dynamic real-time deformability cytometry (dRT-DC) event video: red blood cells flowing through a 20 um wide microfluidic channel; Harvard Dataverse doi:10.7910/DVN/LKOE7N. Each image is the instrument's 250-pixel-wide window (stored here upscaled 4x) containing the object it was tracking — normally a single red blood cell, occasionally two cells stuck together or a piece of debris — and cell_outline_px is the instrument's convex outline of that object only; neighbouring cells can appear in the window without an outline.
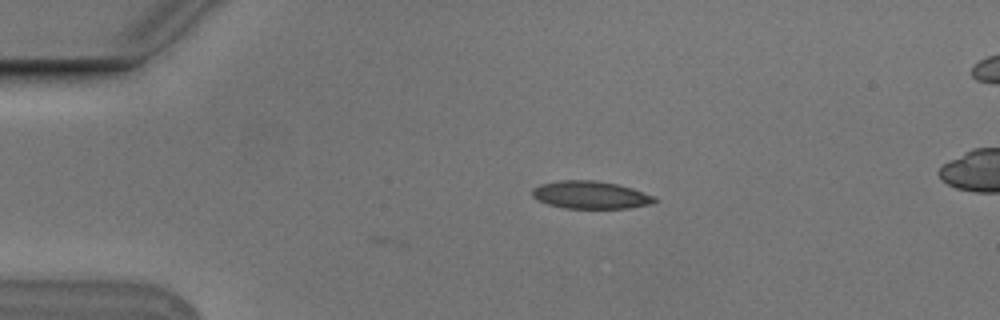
{"species": "Egyptian fruit bat (a non-hibernating species)", "species_latin": "Rousettus aegyptiacus", "temperature_condition": "cold", "stored_images_in_passage": 3, "camera_frame_rate_fps": 3000, "um_per_image_px": 0.085, "animal": {"sex": "male"}, "frame": {"image": 1, "passage_image": 1, "time_ms": 0.0, "image_size_px": [1000, 320], "cell_outline_px": [[656, 200], [648, 204], [628, 208], [564, 208], [548, 204], [532, 196], [532, 188], [540, 184], [560, 180], [592, 180], [616, 184], [632, 188], [656, 196]], "centroid_in_image_um": [50.17, 16.56], "position_along_channel_um": 34.8, "area_um2": 19.54}}